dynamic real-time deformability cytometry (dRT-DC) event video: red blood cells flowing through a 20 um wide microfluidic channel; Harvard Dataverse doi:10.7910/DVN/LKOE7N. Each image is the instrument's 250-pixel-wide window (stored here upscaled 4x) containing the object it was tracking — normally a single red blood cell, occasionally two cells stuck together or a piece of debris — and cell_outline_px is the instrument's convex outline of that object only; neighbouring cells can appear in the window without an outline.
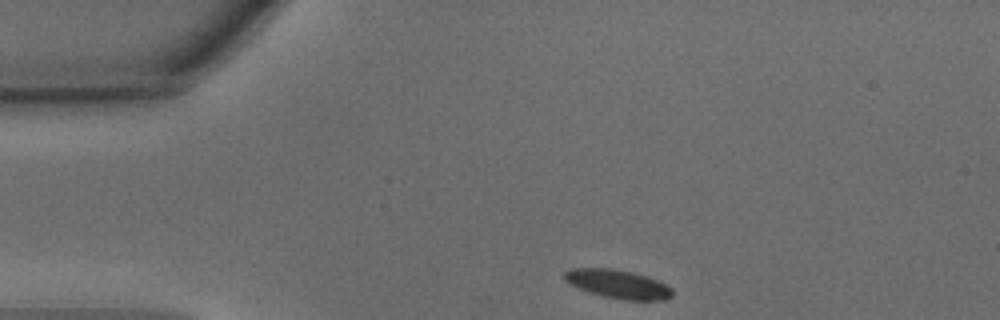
{"species": "common noctule bat (a hibernating species)", "species_latin": "Nyctalus noctula", "temperature_condition": "warm", "stored_images_in_passage": 29, "camera_frame_rate_fps": 3000, "um_per_image_px": 0.085, "animal": {"sex": "male", "body_mass_g": 15.6}, "frame": {"image": 1, "passage_image": 1, "time_ms": 0.0, "image_size_px": [1000, 320], "cell_outline_px": [[672, 296], [664, 300], [628, 300], [604, 296], [568, 284], [564, 280], [564, 272], [568, 268], [612, 268], [632, 272], [648, 276], [672, 288]], "centroid_in_image_um": [52.51, 24.13], "position_along_channel_um": 32.5, "area_um2": 17.92}}
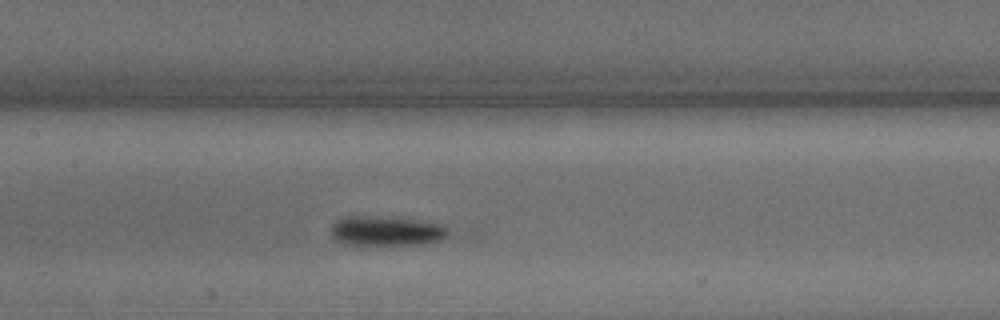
{"frame": {"image": 2, "passage_image": 14, "time_ms": 4.333, "image_size_px": [1000, 320], "cell_outline_px": [[456, 232], [440, 240], [428, 244], [344, 244], [336, 240], [332, 236], [332, 224], [336, 220], [344, 216], [368, 216], [408, 220], [444, 224]], "centroid_in_image_um": [32.91, 19.64], "position_along_channel_um": 174.5, "area_um2": 20.23}}
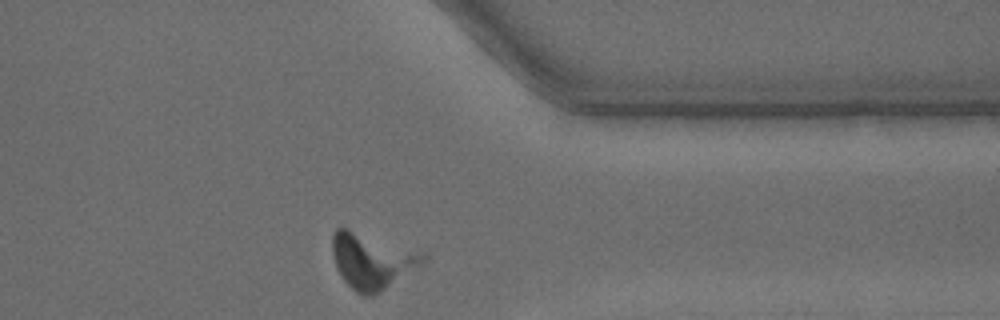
{"frame": {"image": 3, "passage_image": 29, "time_ms": 9.333, "image_size_px": [1000, 320], "cell_outline_px": [[428, 256], [424, 260], [384, 288], [372, 296], [364, 296], [356, 292], [344, 280], [336, 268], [332, 252], [332, 236], [336, 228], [344, 228]], "centroid_in_image_um": [31.48, 22.19], "position_along_channel_um": 379.9, "area_um2": 27.46}}